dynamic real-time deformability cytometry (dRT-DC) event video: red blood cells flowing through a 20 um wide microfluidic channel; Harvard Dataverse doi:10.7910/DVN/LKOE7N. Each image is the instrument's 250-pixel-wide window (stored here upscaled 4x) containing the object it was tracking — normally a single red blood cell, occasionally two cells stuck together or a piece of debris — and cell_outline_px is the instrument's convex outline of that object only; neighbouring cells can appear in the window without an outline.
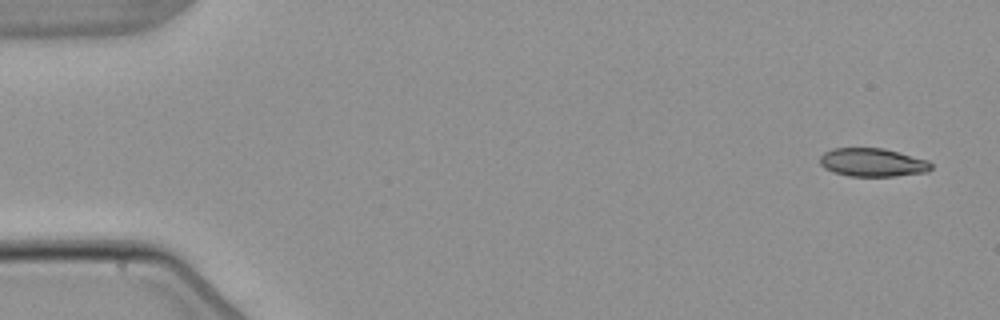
{"species": "common noctule bat (a hibernating species)", "species_latin": "Nyctalus noctula", "temperature_condition": "warm", "stored_images_in_passage": 5, "camera_frame_rate_fps": 3000, "um_per_image_px": 0.085, "animal": {"sex": "male", "body_mass_g": 21.5, "forearm_length_mm": 52.0}, "frame": {"image": 1, "passage_image": 1, "time_ms": 0.0, "image_size_px": [1000, 320], "cell_outline_px": [[932, 168], [928, 172], [896, 176], [848, 176], [832, 172], [824, 168], [820, 164], [820, 156], [824, 152], [832, 148], [884, 148], [928, 160], [932, 164]], "centroid_in_image_um": [74.16, 13.81], "position_along_channel_um": 10.8, "area_um2": 18.55}}
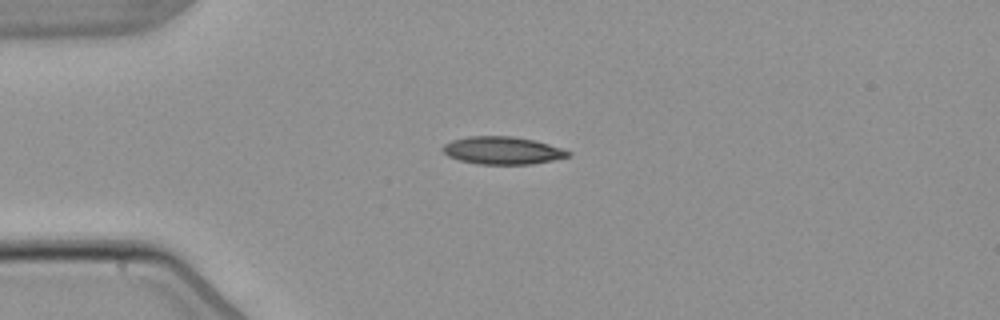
{"frame": {"image": 2, "passage_image": 4, "time_ms": 3.667, "image_size_px": [1000, 320], "cell_outline_px": [[572, 156], [532, 164], [476, 164], [460, 160], [448, 156], [440, 148], [444, 144], [452, 140], [468, 136], [512, 136], [536, 140], [572, 152]], "centroid_in_image_um": [42.71, 12.79], "position_along_channel_um": 42.3, "area_um2": 20.29}}